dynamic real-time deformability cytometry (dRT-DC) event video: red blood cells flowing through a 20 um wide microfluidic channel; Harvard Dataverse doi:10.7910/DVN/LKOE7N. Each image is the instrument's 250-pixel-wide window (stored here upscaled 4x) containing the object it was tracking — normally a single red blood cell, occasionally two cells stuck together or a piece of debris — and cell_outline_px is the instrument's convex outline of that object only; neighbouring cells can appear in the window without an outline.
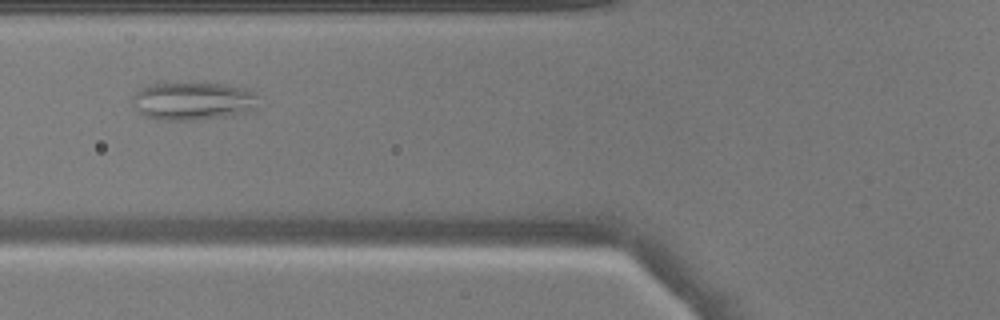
{"species": "common noctule bat (a hibernating species)", "species_latin": "Nyctalus noctula", "temperature_condition": "warm", "stored_images_in_passage": 37, "camera_frame_rate_fps": 3000, "um_per_image_px": 0.085, "animal": {"sex": "male", "body_mass_g": 17.9}, "frame": {"image": 1, "passage_image": 6, "time_ms": 1.667, "image_size_px": [1000, 320], "cell_outline_px": [[260, 108], [244, 112], [224, 116], [192, 120], [160, 120], [144, 116], [132, 104], [132, 96], [140, 88], [156, 80], [224, 84], [244, 88], [256, 92], [260, 96]], "centroid_in_image_um": [16.39, 8.53], "position_along_channel_um": 109.4, "area_um2": 29.13}}
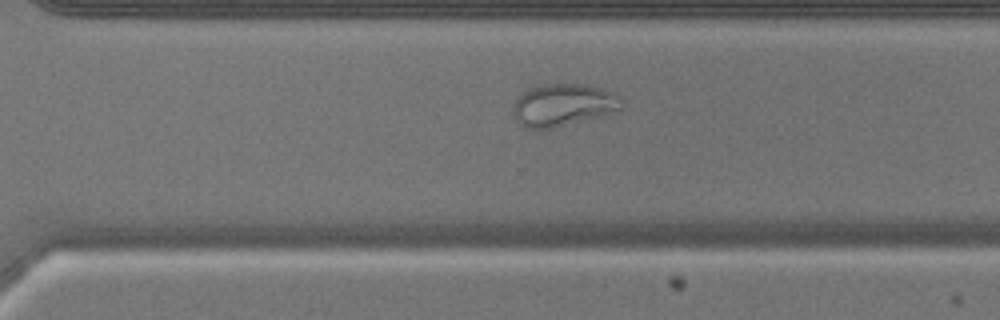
{"frame": {"image": 2, "passage_image": 22, "time_ms": 7.0, "image_size_px": [1000, 320], "cell_outline_px": [[624, 108], [552, 128], [528, 128], [520, 124], [516, 116], [516, 100], [528, 88], [540, 84], [556, 80], [580, 84], [600, 88], [612, 92], [620, 96], [624, 104]], "centroid_in_image_um": [47.9, 8.85], "position_along_channel_um": 322.7, "area_um2": 26.47}}